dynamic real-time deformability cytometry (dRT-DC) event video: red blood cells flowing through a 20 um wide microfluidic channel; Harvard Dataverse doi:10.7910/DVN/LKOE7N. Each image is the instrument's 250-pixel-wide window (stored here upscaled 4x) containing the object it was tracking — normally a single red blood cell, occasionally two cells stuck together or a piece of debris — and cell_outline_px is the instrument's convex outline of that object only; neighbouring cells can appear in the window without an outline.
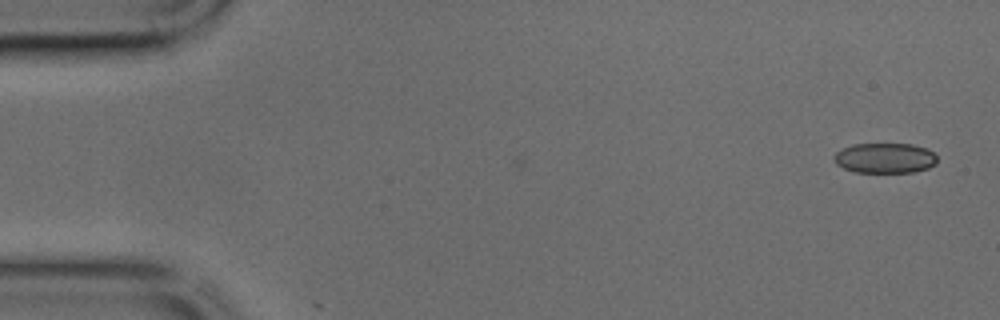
{"species": "common noctule bat (a hibernating species)", "species_latin": "Nyctalus noctula", "temperature_condition": "cold", "stored_images_in_passage": 3, "camera_frame_rate_fps": 3000, "um_per_image_px": 0.085, "animal": {"sex": "male", "body_mass_g": 17.9, "forearm_length_mm": 54.2}, "frame": {"image": 1, "passage_image": 3, "time_ms": 0.667, "image_size_px": [1000, 320], "cell_outline_px": [[936, 164], [928, 168], [916, 172], [856, 172], [844, 168], [836, 164], [832, 156], [836, 152], [852, 144], [912, 144], [928, 148], [936, 156]], "centroid_in_image_um": [75.22, 13.43], "position_along_channel_um": 9.8, "area_um2": 18.21}}